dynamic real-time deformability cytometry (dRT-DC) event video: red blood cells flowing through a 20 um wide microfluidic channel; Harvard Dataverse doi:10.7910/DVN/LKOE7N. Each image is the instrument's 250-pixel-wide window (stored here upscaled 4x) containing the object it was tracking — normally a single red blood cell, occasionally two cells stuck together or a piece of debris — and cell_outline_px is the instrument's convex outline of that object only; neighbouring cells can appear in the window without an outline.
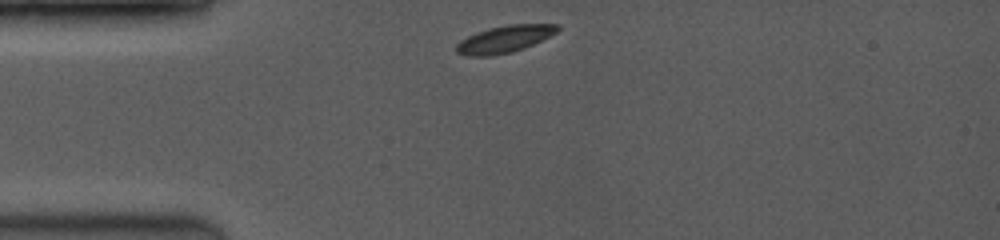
{"species": "common noctule bat (a hibernating species)", "species_latin": "Nyctalus noctula", "temperature_condition": "room temperature", "stored_images_in_passage": 6, "camera_frame_rate_fps": 3500, "um_per_image_px": 0.085, "animal": {"sex": "female", "body_mass_g": 19.0, "forearm_length_mm": 53.3}, "frame": {"image": 1, "passage_image": 1, "time_ms": 0.0, "image_size_px": [1000, 240], "cell_outline_px": [[560, 28], [556, 32], [524, 48], [512, 52], [488, 56], [464, 56], [456, 52], [456, 44], [460, 40], [476, 32], [488, 28], [508, 24], [560, 24]], "centroid_in_image_um": [42.84, 3.32], "position_along_channel_um": 42.2, "area_um2": 15.9}}